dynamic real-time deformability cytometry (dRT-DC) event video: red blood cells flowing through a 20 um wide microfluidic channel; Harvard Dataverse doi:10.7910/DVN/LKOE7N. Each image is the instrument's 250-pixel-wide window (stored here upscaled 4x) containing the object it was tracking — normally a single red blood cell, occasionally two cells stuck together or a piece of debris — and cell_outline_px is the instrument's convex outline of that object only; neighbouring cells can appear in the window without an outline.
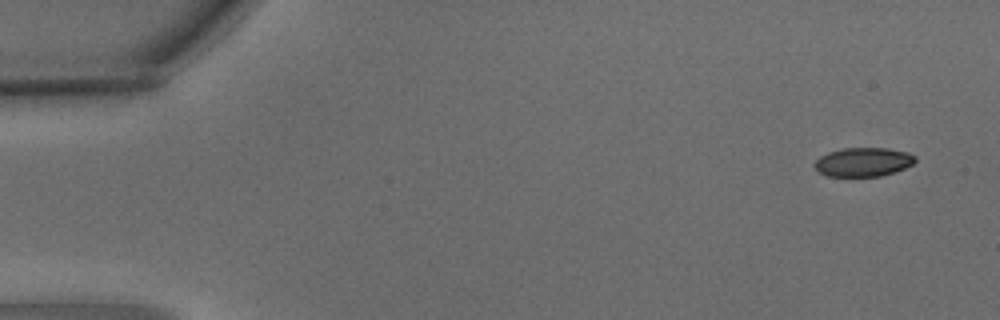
{"species": "common noctule bat (a hibernating species)", "species_latin": "Nyctalus noctula", "temperature_condition": "warm", "stored_images_in_passage": 4, "camera_frame_rate_fps": 3000, "um_per_image_px": 0.085, "animal": {"sex": "male", "body_mass_g": 15.6}, "frame": {"image": 1, "passage_image": 1, "time_ms": 0.0, "image_size_px": [1000, 320], "cell_outline_px": [[916, 160], [912, 164], [904, 168], [880, 176], [828, 176], [820, 172], [812, 164], [820, 156], [828, 152], [844, 148], [888, 148], [908, 152], [916, 156]], "centroid_in_image_um": [73.37, 13.76], "position_along_channel_um": 11.6, "area_um2": 16.88}}
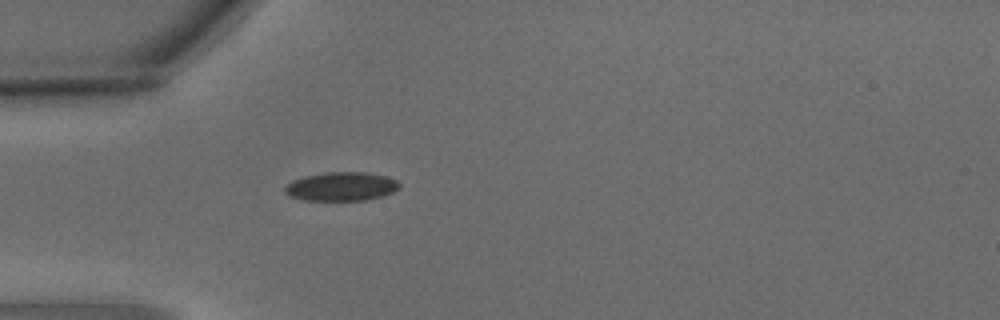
{"frame": {"image": 2, "passage_image": 4, "time_ms": 1.0, "image_size_px": [1000, 320], "cell_outline_px": [[400, 188], [392, 192], [380, 196], [364, 200], [304, 200], [292, 196], [284, 192], [284, 188], [292, 180], [304, 176], [324, 172], [368, 172], [384, 176], [396, 180], [400, 184]], "centroid_in_image_um": [29.0, 15.84], "position_along_channel_um": 56.0, "area_um2": 19.07}}